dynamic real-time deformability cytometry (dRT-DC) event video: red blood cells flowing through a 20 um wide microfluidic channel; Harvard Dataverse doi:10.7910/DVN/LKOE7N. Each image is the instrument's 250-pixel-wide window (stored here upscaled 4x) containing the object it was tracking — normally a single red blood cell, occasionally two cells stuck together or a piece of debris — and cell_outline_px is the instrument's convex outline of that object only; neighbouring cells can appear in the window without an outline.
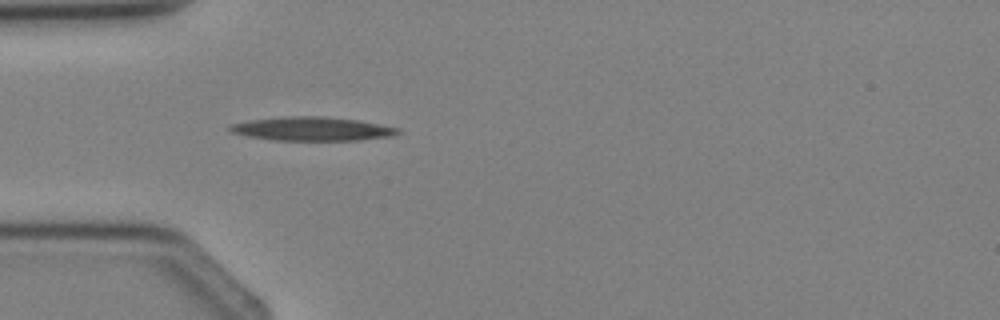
{"species": "Egyptian fruit bat (a non-hibernating species)", "species_latin": "Rousettus aegyptiacus", "temperature_condition": "cold", "stored_images_in_passage": 3, "camera_frame_rate_fps": 3000, "um_per_image_px": 0.085, "animal": {"sex": "female"}, "frame": {"image": 1, "passage_image": 3, "time_ms": 2.333, "image_size_px": [1000, 320], "cell_outline_px": [[400, 132], [396, 136], [360, 140], [272, 140], [248, 136], [232, 132], [228, 128], [228, 124], [248, 120], [280, 116], [324, 116], [360, 120], [400, 128]], "centroid_in_image_um": [26.55, 10.94], "position_along_channel_um": 58.5, "area_um2": 23.64}}